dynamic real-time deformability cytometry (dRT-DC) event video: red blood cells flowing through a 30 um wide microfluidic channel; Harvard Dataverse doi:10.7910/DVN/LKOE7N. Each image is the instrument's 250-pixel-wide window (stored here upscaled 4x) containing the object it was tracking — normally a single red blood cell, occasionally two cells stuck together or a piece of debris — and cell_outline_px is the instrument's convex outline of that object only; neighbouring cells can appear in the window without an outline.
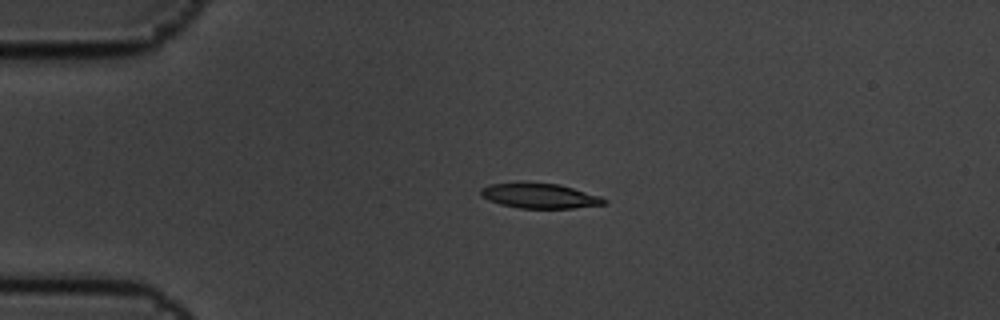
{"species": "common noctule bat (a hibernating species)", "species_latin": "Nyctalus noctula", "temperature_condition": "cold", "stored_images_in_passage": 5, "camera_frame_rate_fps": 3000, "um_per_image_px": 0.085, "animal": {"sex": "male", "body_mass_g": 19.5, "forearm_length_mm": 54.6}, "frame": {"image": 1, "passage_image": 4, "time_ms": 1.0, "image_size_px": [1000, 320], "cell_outline_px": [[608, 204], [572, 208], [520, 208], [500, 204], [488, 200], [480, 196], [480, 188], [488, 184], [560, 184], [600, 196], [608, 200]], "centroid_in_image_um": [45.9, 16.67], "position_along_channel_um": 39.1, "area_um2": 17.63}}